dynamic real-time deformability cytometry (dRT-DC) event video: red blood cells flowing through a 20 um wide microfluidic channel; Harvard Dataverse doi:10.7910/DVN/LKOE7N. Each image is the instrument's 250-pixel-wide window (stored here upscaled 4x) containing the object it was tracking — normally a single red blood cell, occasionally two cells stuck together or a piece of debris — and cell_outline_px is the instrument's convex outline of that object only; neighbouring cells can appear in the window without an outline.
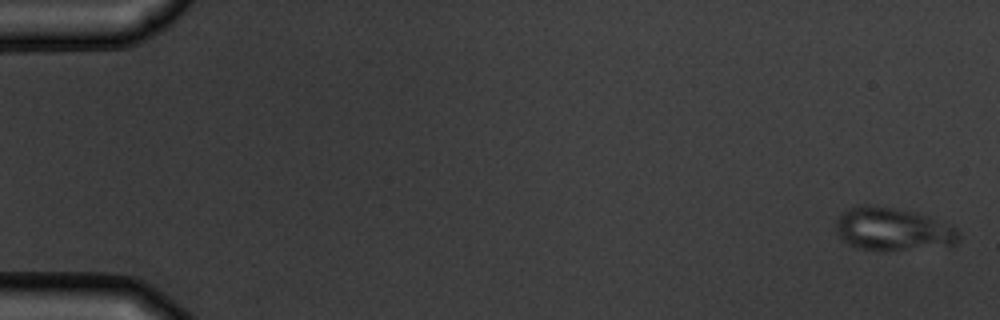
{"species": "common noctule bat (a hibernating species)", "species_latin": "Nyctalus noctula", "temperature_condition": "warm", "stored_images_in_passage": 6, "camera_frame_rate_fps": 3000, "um_per_image_px": 0.085, "animal": {"sex": "male", "body_mass_g": 19.5, "forearm_length_mm": 54.6}, "frame": {"image": 1, "passage_image": 1, "time_ms": 0.0, "image_size_px": [1000, 320], "cell_outline_px": [[960, 240], [956, 244], [884, 252], [880, 252], [856, 248], [848, 244], [836, 232], [836, 216], [848, 208], [856, 204], [868, 204], [896, 208], [928, 216], [956, 228], [960, 232]], "centroid_in_image_um": [75.83, 19.48], "position_along_channel_um": 9.2, "area_um2": 31.27}}